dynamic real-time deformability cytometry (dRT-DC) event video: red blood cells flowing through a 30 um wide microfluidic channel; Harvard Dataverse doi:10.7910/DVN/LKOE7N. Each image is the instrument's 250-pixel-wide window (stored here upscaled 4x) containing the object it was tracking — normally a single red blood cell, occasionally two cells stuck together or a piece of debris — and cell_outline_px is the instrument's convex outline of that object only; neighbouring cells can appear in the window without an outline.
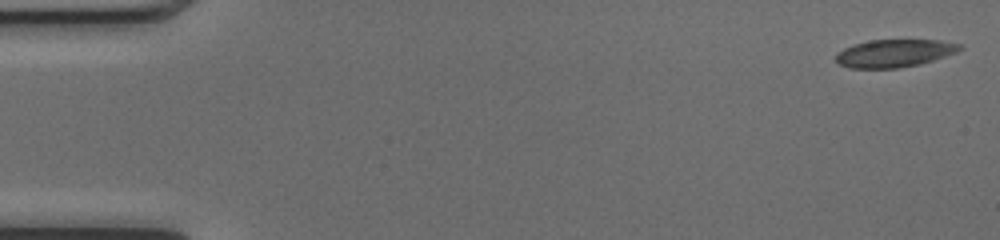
{"species": "common noctule bat (a hibernating species)", "species_latin": "Nyctalus noctula", "temperature_condition": "cold", "stored_images_in_passage": 50, "camera_frame_rate_fps": 3000, "um_per_image_px": 0.085, "animal": {"sex": "female", "body_mass_g": 17.0, "forearm_length_mm": 48.0}, "frame": {"image": 1, "passage_image": 1, "time_ms": 0.0, "image_size_px": [1000, 240], "cell_outline_px": [[964, 48], [956, 52], [920, 64], [900, 68], [848, 68], [840, 64], [836, 60], [836, 52], [844, 48], [856, 44], [872, 40], [940, 40], [960, 44]], "centroid_in_image_um": [76.02, 4.53], "position_along_channel_um": 9.0, "area_um2": 19.88}}
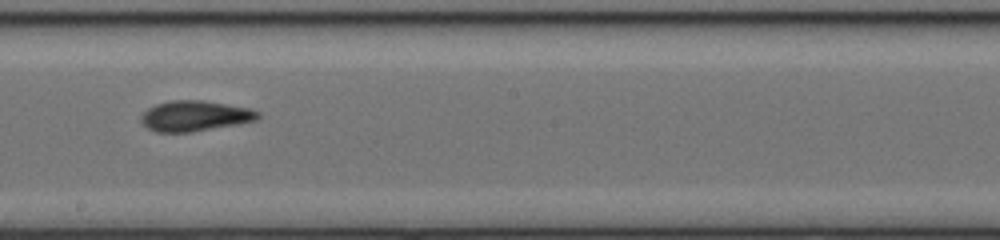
{"frame": {"image": 2, "passage_image": 28, "time_ms": 9.0, "image_size_px": [1000, 240], "cell_outline_px": [[260, 116], [256, 120], [240, 124], [188, 132], [156, 132], [148, 128], [140, 120], [140, 116], [148, 108], [156, 104], [168, 100], [204, 100], [248, 108], [260, 112]], "centroid_in_image_um": [16.56, 9.85], "position_along_channel_um": 231.6, "area_um2": 20.75}}
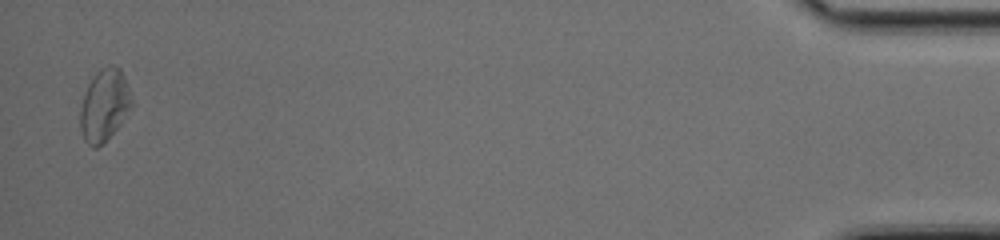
{"frame": {"image": 3, "passage_image": 49, "time_ms": 16.0, "image_size_px": [1000, 240], "cell_outline_px": [[132, 104], [120, 124], [96, 148], [92, 148], [84, 140], [80, 128], [80, 108], [88, 84], [92, 76], [100, 68], [108, 64], [112, 64], [120, 68], [128, 84], [132, 100]], "centroid_in_image_um": [8.86, 8.89], "position_along_channel_um": 426.3, "area_um2": 21.39}, "authors_computed_cell_mechanics": {"area_um2": 20.6346, "velocity_mm_per_s": 4.1077, "shape_relaxation_time_tau1_ms": 4.4455, "shape_relaxation_time_tau2_ms": 3.6199, "deformation_change_tau1": 0.1189, "deformation_change_tau2": 0.1131}}